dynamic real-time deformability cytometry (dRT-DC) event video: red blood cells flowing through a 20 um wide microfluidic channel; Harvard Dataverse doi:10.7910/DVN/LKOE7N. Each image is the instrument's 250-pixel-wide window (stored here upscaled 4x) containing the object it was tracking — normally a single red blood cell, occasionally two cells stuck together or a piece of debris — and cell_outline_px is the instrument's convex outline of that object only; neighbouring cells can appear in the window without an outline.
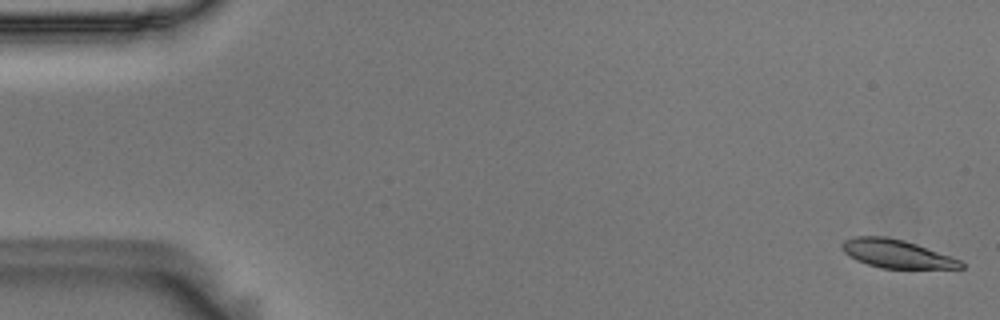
{"species": "Egyptian fruit bat (a non-hibernating species)", "species_latin": "Rousettus aegyptiacus", "temperature_condition": "room temperature", "stored_images_in_passage": 56, "camera_frame_rate_fps": 3000, "um_per_image_px": 0.085, "animal": {"sex": "male"}, "frame": {"image": 1, "passage_image": 1, "time_ms": 0.0, "image_size_px": [1000, 320], "cell_outline_px": [[964, 268], [880, 268], [856, 260], [844, 252], [840, 244], [844, 240], [852, 236], [888, 236], [904, 240], [916, 244], [960, 260], [964, 264]], "centroid_in_image_um": [76.16, 21.55], "position_along_channel_um": 8.8, "area_um2": 19.48}}
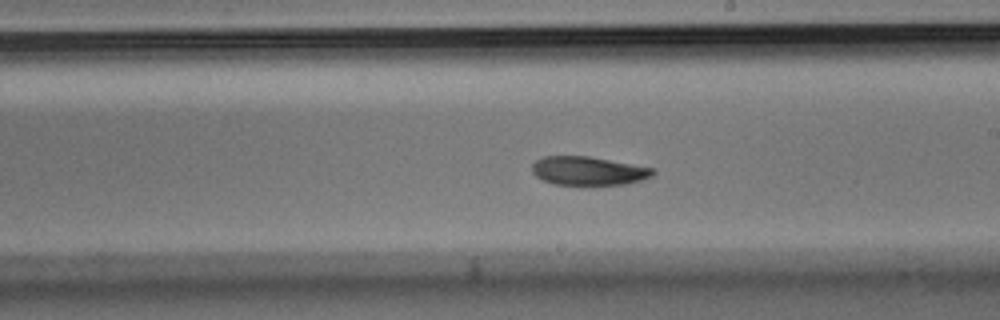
{"frame": {"image": 2, "passage_image": 32, "time_ms": 10.333, "image_size_px": [1000, 320], "cell_outline_px": [[656, 172], [652, 176], [640, 180], [624, 184], [552, 184], [536, 176], [532, 172], [532, 164], [536, 160], [544, 156], [588, 156], [656, 168]], "centroid_in_image_um": [50.02, 14.51], "position_along_channel_um": 239.0, "area_um2": 20.06}}
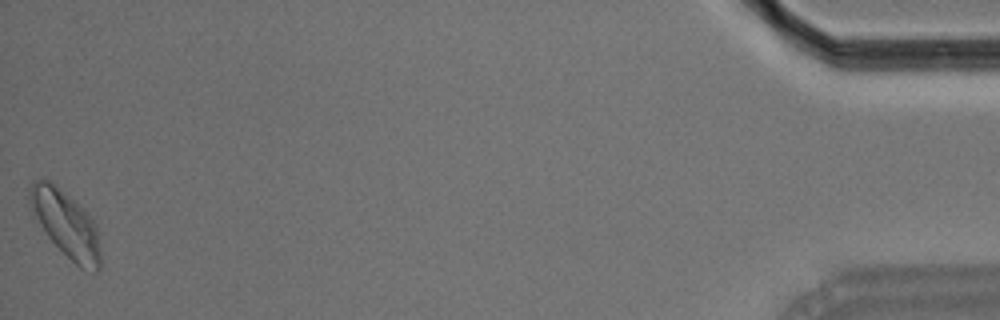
{"frame": {"image": 3, "passage_image": 56, "time_ms": 18.333, "image_size_px": [1000, 320], "cell_outline_px": [[100, 268], [96, 272], [80, 268], [48, 236], [40, 224], [28, 204], [28, 188], [32, 180], [48, 180], [56, 184], [96, 224], [100, 252]], "centroid_in_image_um": [5.57, 19.02], "position_along_channel_um": 429.6, "area_um2": 26.65}, "authors_computed_cell_mechanics": {"area_um2": 21.1837, "velocity_mm_per_s": 3.5695, "shape_relaxation_time_tau1_ms": 4.4545, "shape_relaxation_time_tau2_ms": 10.4596, "deformation_change_tau1": 0.1054, "deformation_change_tau2": 0.1612}}